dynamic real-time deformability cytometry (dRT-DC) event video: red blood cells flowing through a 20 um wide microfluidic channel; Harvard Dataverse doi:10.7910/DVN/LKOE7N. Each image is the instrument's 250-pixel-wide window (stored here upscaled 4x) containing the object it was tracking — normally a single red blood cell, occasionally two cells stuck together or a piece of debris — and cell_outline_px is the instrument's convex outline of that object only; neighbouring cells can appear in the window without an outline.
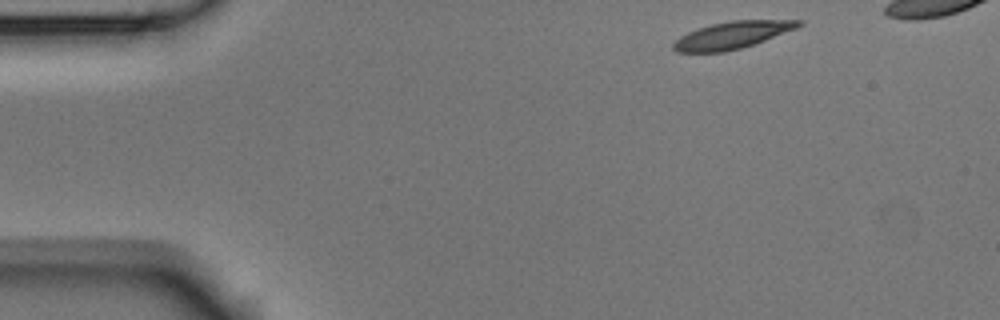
{"species": "Egyptian fruit bat (a non-hibernating species)", "species_latin": "Rousettus aegyptiacus", "temperature_condition": "room temperature", "stored_images_in_passage": 4, "camera_frame_rate_fps": 3000, "um_per_image_px": 0.085, "animal": {"sex": "male"}, "frame": {"image": 1, "passage_image": 1, "time_ms": 0.0, "image_size_px": [1000, 320], "cell_outline_px": [[804, 24], [796, 28], [764, 40], [740, 48], [724, 52], [676, 52], [672, 48], [672, 44], [680, 36], [696, 28], [712, 24], [732, 20], [804, 20]], "centroid_in_image_um": [62.21, 2.98], "position_along_channel_um": 22.8, "area_um2": 19.65}}